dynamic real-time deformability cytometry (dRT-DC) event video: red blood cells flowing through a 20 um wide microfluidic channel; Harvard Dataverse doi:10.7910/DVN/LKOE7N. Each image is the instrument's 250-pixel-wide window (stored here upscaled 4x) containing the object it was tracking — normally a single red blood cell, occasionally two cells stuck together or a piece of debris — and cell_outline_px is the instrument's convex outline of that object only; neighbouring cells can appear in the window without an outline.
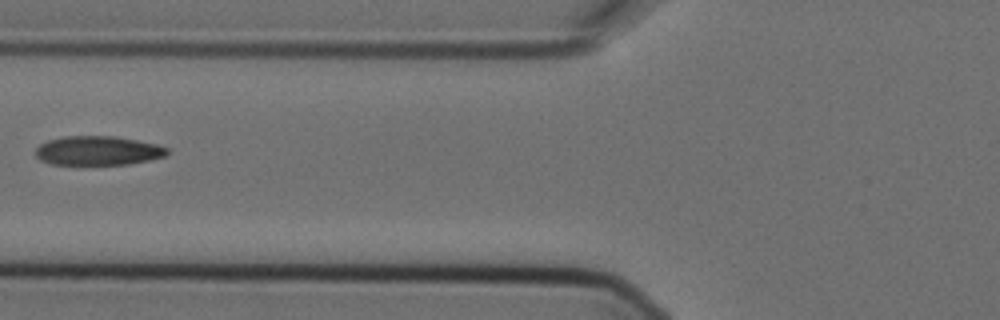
{"species": "Egyptian fruit bat (a non-hibernating species)", "species_latin": "Rousettus aegyptiacus", "temperature_condition": "cold", "stored_images_in_passage": 3, "camera_frame_rate_fps": 3000, "um_per_image_px": 0.085, "animal": {"sex": "female"}, "frame": {"image": 1, "passage_image": 3, "time_ms": 0.667, "image_size_px": [1000, 320], "cell_outline_px": [[168, 152], [164, 156], [148, 160], [128, 164], [76, 168], [52, 164], [40, 160], [36, 156], [36, 148], [40, 144], [48, 140], [64, 136], [116, 136], [156, 144], [168, 148]], "centroid_in_image_um": [8.25, 12.86], "position_along_channel_um": 117.5, "area_um2": 23.29}}